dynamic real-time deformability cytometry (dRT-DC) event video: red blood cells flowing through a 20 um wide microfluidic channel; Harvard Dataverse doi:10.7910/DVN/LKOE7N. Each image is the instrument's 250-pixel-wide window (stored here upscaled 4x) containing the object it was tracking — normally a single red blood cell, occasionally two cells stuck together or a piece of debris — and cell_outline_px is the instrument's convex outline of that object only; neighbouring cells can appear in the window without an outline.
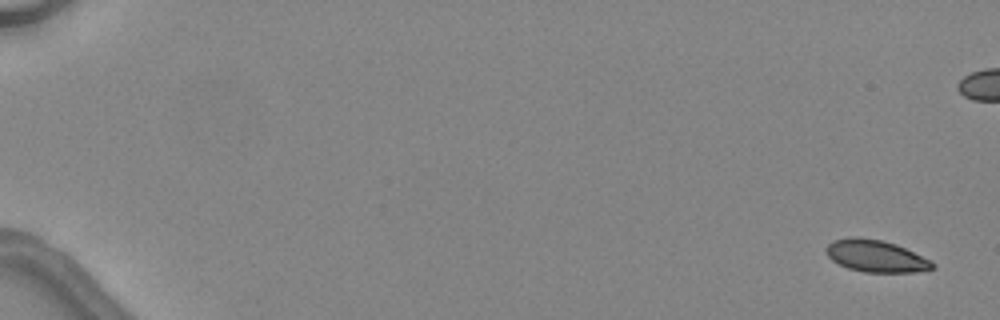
{"species": "common noctule bat (a hibernating species)", "species_latin": "Nyctalus noctula", "temperature_condition": "warm", "stored_images_in_passage": 7, "camera_frame_rate_fps": 3000, "um_per_image_px": 0.085, "animal": {"sex": "female", "body_mass_g": 24.6, "forearm_length_mm": 56.2}, "frame": {"image": 1, "passage_image": 1, "time_ms": 0.0, "image_size_px": [1000, 320], "cell_outline_px": [[936, 268], [912, 272], [864, 272], [848, 268], [832, 260], [828, 256], [824, 248], [832, 240], [852, 236], [856, 236], [880, 240], [896, 244], [932, 260], [936, 264]], "centroid_in_image_um": [74.45, 21.75], "position_along_channel_um": 10.6, "area_um2": 19.94}}